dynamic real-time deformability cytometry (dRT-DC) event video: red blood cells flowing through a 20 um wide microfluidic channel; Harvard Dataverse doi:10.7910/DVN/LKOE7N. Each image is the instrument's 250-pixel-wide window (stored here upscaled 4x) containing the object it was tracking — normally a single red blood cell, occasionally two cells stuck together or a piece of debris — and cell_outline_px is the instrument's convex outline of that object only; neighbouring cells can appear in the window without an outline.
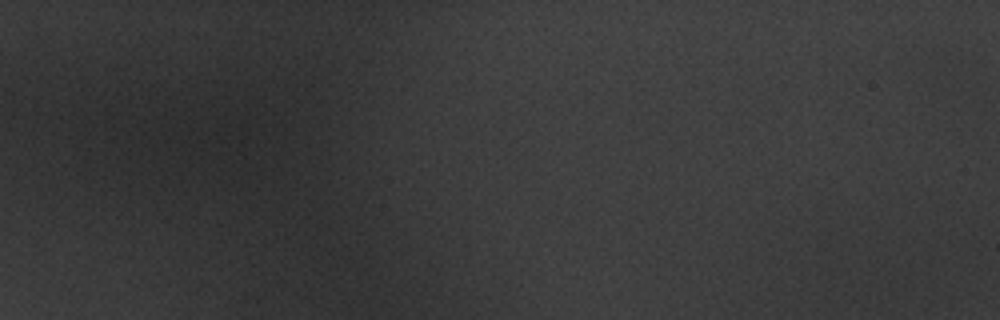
{"species": "common noctule bat (a hibernating species)", "species_latin": "Nyctalus noctula", "temperature_condition": "warm", "stored_images_in_passage": 3, "camera_frame_rate_fps": 3000, "um_per_image_px": 0.085, "animal": {"sex": "male", "body_mass_g": 20.1, "forearm_length_mm": 53.5}, "frame": {"image": 1, "passage_image": 1, "time_ms": 0.0, "image_size_px": [1000, 320], "cell_outline_px": [[304, 148], [300, 164], [284, 172], [264, 176], [248, 168], [220, 152], [212, 140], [208, 132], [224, 120], [240, 116], [264, 112], [284, 112]], "centroid_in_image_um": [22.08, 12.08], "position_along_channel_um": 62.9, "area_um2": 30.75}}